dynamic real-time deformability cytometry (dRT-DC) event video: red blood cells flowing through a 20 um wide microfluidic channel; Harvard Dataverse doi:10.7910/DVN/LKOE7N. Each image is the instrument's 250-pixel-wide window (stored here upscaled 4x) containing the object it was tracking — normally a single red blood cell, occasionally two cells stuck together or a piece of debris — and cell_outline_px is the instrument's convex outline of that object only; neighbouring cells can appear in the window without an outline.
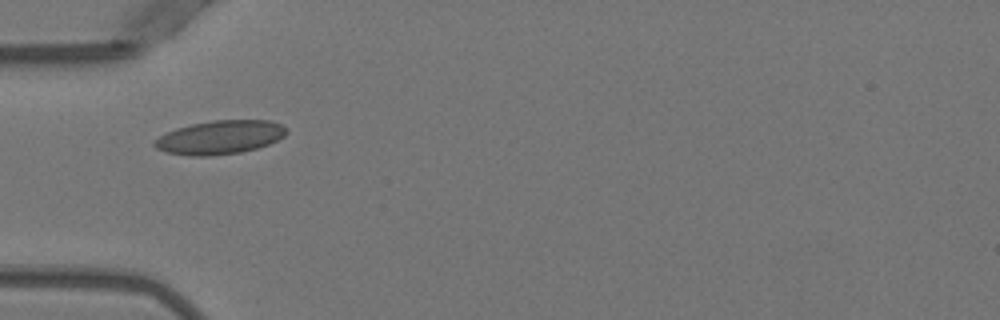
{"species": "Egyptian fruit bat (a non-hibernating species)", "species_latin": "Rousettus aegyptiacus", "temperature_condition": "warm", "stored_images_in_passage": 36, "camera_frame_rate_fps": 3000, "um_per_image_px": 0.085, "animal": {"sex": "female"}, "frame": {"image": 1, "passage_image": 1, "time_ms": 0.0, "image_size_px": [1000, 320], "cell_outline_px": [[288, 132], [284, 136], [268, 144], [256, 148], [240, 152], [208, 156], [192, 156], [168, 152], [156, 148], [152, 144], [152, 140], [176, 128], [192, 124], [212, 120], [268, 120], [280, 124], [288, 128]], "centroid_in_image_um": [18.69, 11.66], "position_along_channel_um": 66.3, "area_um2": 25.78}}
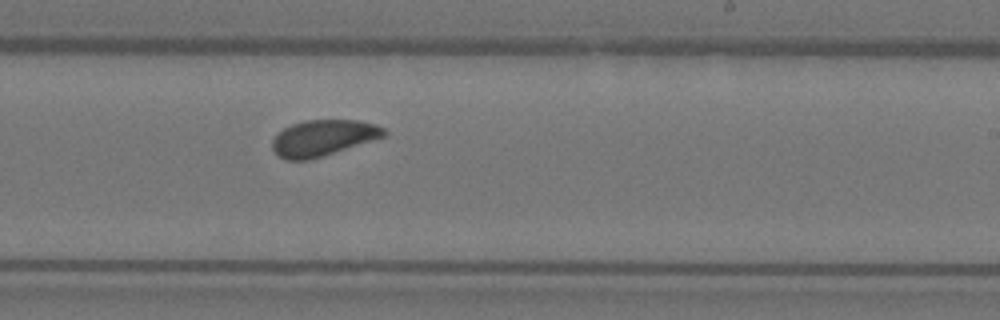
{"frame": {"image": 2, "passage_image": 16, "time_ms": 5.0, "image_size_px": [1000, 320], "cell_outline_px": [[388, 132], [384, 136], [308, 160], [284, 160], [272, 148], [272, 140], [284, 128], [292, 124], [304, 120], [360, 120], [376, 124], [384, 128]], "centroid_in_image_um": [27.46, 11.7], "position_along_channel_um": 261.5, "area_um2": 23.06}}
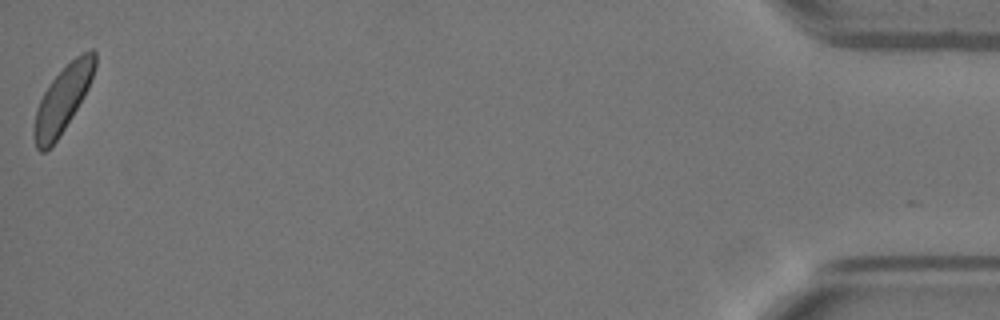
{"frame": {"image": 3, "passage_image": 36, "time_ms": 11.667, "image_size_px": [1000, 320], "cell_outline_px": [[96, 68], [88, 88], [84, 96], [72, 116], [56, 140], [44, 152], [40, 152], [36, 148], [32, 132], [32, 128], [36, 108], [44, 92], [52, 80], [76, 56], [92, 48], [96, 52]], "centroid_in_image_um": [5.32, 8.44], "position_along_channel_um": 429.9, "area_um2": 23.18}, "authors_computed_cell_mechanics": {"area_um2": 23.698, "velocity_mm_per_s": 3.9259, "shape_relaxation_time_tau1_ms": 3.4274, "shape_relaxation_time_tau2_ms": 4.5113, "deformation_change_tau1": 0.0692, "deformation_change_tau2": 0.0787}}